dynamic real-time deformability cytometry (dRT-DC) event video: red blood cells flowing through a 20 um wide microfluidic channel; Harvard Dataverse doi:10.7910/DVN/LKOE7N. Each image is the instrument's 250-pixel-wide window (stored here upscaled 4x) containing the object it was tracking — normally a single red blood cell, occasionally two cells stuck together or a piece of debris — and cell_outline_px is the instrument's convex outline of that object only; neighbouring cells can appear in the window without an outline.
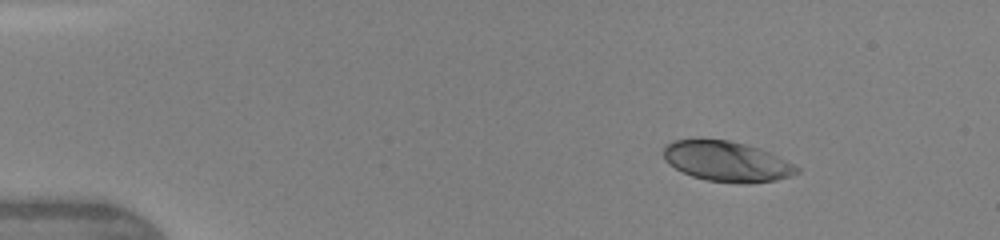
{"species": "human", "species_latin": "Homo sapiens", "temperature_condition": "warm", "stored_images_in_passage": 4, "camera_frame_rate_fps": 3000, "um_per_image_px": 0.085, "donor": {"sex": "female"}, "frame": {"image": 1, "passage_image": 1, "time_ms": 0.0, "image_size_px": [1000, 240], "cell_outline_px": [[800, 172], [792, 176], [776, 180], [748, 184], [708, 180], [692, 176], [668, 164], [664, 160], [664, 144], [672, 140], [700, 136], [728, 140], [760, 148], [800, 168]], "centroid_in_image_um": [61.71, 13.68], "position_along_channel_um": 23.3, "area_um2": 31.79}}
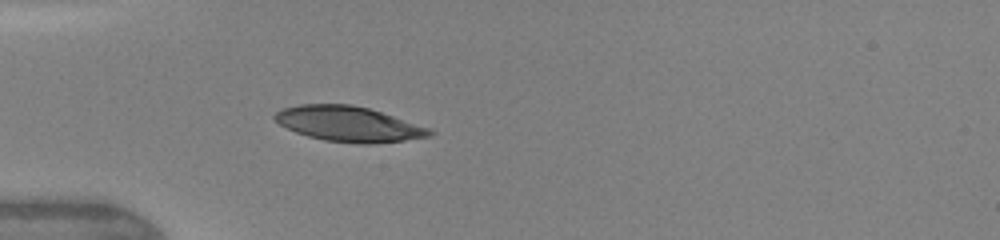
{"frame": {"image": 2, "passage_image": 4, "time_ms": 2.667, "image_size_px": [1000, 240], "cell_outline_px": [[436, 132], [432, 136], [404, 140], [372, 144], [360, 144], [324, 140], [308, 136], [296, 132], [280, 124], [272, 116], [276, 112], [284, 108], [300, 104], [352, 104], [368, 108], [428, 128]], "centroid_in_image_um": [29.62, 10.54], "position_along_channel_um": 55.4, "area_um2": 31.44}}